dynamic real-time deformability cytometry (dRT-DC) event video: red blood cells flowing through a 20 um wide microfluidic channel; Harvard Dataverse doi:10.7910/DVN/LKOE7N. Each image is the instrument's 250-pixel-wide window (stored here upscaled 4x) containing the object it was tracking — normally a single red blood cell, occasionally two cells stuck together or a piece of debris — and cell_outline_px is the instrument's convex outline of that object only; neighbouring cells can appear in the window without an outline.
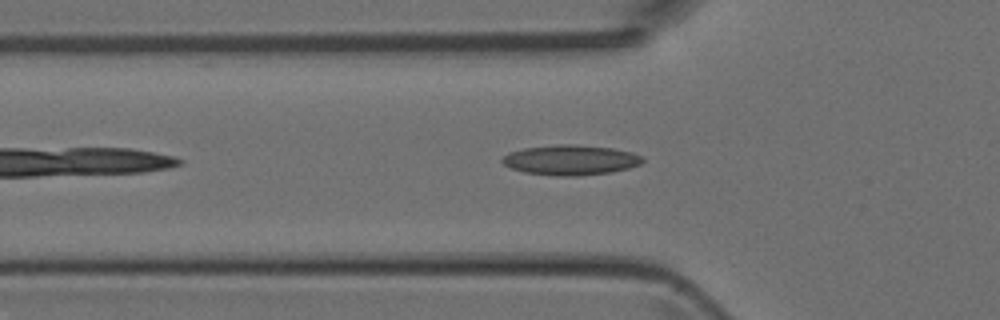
{"species": "Egyptian fruit bat (a non-hibernating species)", "species_latin": "Rousettus aegyptiacus", "temperature_condition": "room temperature", "stored_images_in_passage": 23, "camera_frame_rate_fps": 3000, "um_per_image_px": 0.085, "animal": {"sex": "female"}, "frame": {"image": 1, "passage_image": 5, "time_ms": 1.333, "image_size_px": [1000, 320], "cell_outline_px": [[644, 160], [640, 164], [628, 168], [612, 172], [576, 176], [556, 176], [524, 172], [512, 168], [504, 164], [500, 160], [508, 152], [524, 148], [556, 144], [572, 144], [612, 148], [632, 152], [644, 156]], "centroid_in_image_um": [48.51, 13.59], "position_along_channel_um": 77.3, "area_um2": 24.68}}
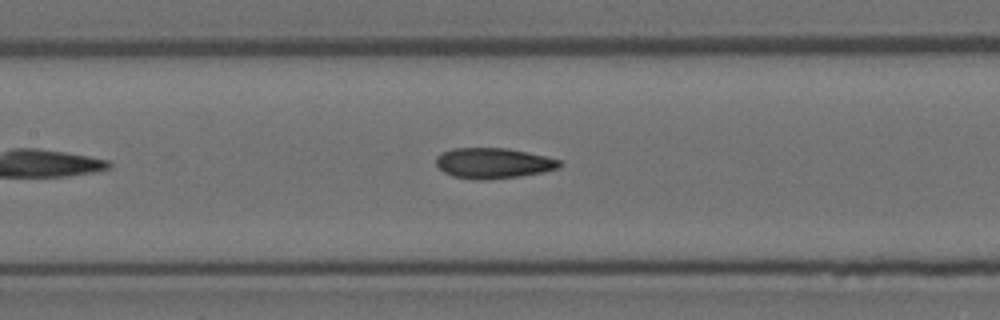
{"frame": {"image": 2, "passage_image": 11, "time_ms": 3.333, "image_size_px": [1000, 320], "cell_outline_px": [[564, 164], [560, 168], [544, 172], [520, 176], [484, 180], [480, 180], [452, 176], [444, 172], [436, 164], [436, 156], [440, 152], [452, 148], [508, 148], [544, 156], [560, 160]], "centroid_in_image_um": [41.93, 13.86], "position_along_channel_um": 165.5, "area_um2": 22.08}}
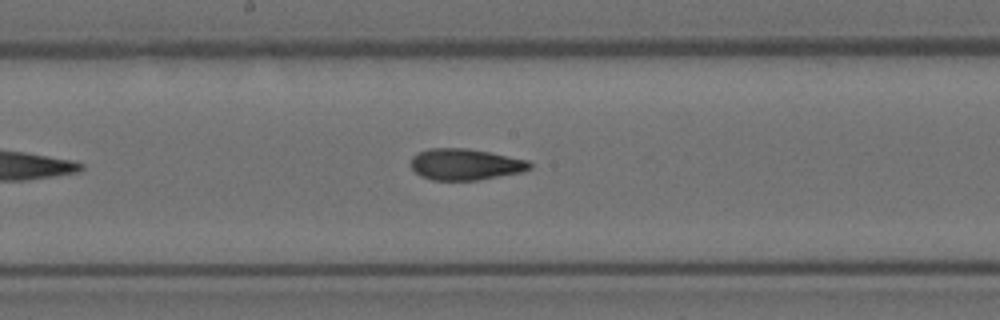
{"frame": {"image": 3, "passage_image": 14, "time_ms": 4.333, "image_size_px": [1000, 320], "cell_outline_px": [[532, 168], [524, 172], [476, 180], [432, 180], [420, 176], [412, 168], [412, 156], [428, 148], [468, 148], [528, 160], [532, 164]], "centroid_in_image_um": [39.57, 13.97], "position_along_channel_um": 208.6, "area_um2": 21.68}}